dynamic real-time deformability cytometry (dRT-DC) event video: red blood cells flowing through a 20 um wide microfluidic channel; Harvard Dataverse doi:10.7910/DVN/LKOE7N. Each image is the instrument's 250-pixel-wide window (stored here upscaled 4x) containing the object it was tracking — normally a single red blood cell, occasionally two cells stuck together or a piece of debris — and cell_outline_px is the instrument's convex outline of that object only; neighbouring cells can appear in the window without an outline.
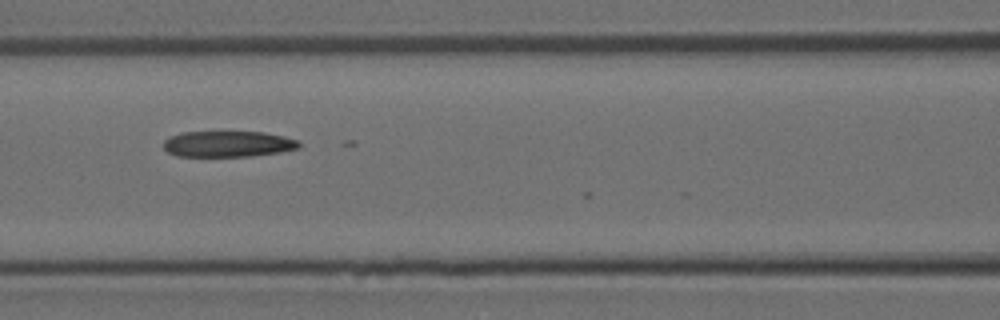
{"species": "Egyptian fruit bat (a non-hibernating species)", "species_latin": "Rousettus aegyptiacus", "temperature_condition": "room temperature", "stored_images_in_passage": 6, "camera_frame_rate_fps": 3000, "um_per_image_px": 0.085, "animal": {"sex": "female"}, "frame": {"image": 1, "passage_image": 6, "time_ms": 1.667, "image_size_px": [1000, 320], "cell_outline_px": [[300, 148], [280, 152], [252, 156], [176, 156], [168, 152], [164, 148], [164, 140], [180, 132], [264, 132], [284, 136], [300, 140]], "centroid_in_image_um": [19.41, 12.23], "position_along_channel_um": 147.2, "area_um2": 20.58}}